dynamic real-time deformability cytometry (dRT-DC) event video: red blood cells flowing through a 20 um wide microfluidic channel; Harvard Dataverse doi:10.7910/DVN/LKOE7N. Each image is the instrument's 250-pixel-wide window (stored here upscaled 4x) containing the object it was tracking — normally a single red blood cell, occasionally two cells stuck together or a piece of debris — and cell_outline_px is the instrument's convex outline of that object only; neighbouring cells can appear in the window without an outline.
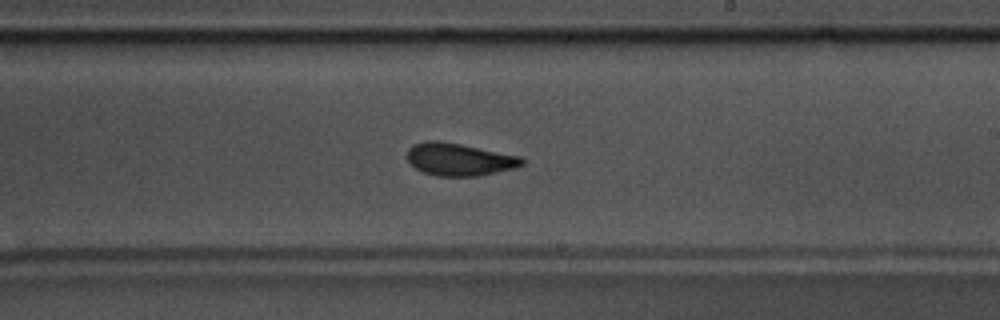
{"species": "common noctule bat (a hibernating species)", "species_latin": "Nyctalus noctula", "temperature_condition": "warm", "stored_images_in_passage": 57, "camera_frame_rate_fps": 3000, "um_per_image_px": 0.085, "animal": {"sex": "male", "body_mass_g": 17.5, "forearm_length_mm": 52.3}, "frame": {"image": 1, "passage_image": 33, "time_ms": 10.667, "image_size_px": [1000, 320], "cell_outline_px": [[524, 164], [516, 168], [476, 176], [436, 176], [424, 172], [416, 168], [408, 160], [408, 148], [412, 144], [428, 140], [436, 140], [460, 144], [520, 156], [524, 160]], "centroid_in_image_um": [39.03, 13.54], "position_along_channel_um": 250.0, "area_um2": 21.62}, "authors_computed_cell_mechanics": {"area_um2": 21.2126, "velocity_mm_per_s": 3.5874, "shape_relaxation_time_tau1_ms": 3.9085, "shape_relaxation_time_tau2_ms": 1.6434, "deformation_change_tau1": 0.1212, "deformation_change_tau2": 0.073}}